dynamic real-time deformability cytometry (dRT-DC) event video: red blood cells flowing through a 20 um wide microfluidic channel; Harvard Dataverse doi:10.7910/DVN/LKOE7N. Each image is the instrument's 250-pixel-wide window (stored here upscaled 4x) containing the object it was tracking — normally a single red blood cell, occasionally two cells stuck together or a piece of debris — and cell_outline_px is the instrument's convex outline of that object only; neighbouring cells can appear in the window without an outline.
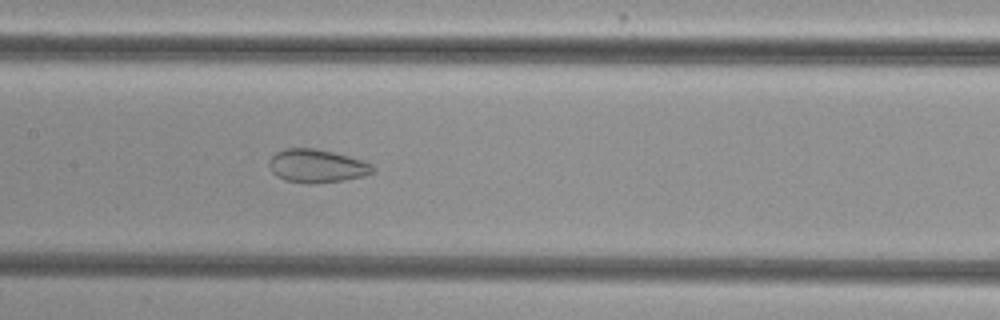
{"species": "common noctule bat (a hibernating species)", "species_latin": "Nyctalus noctula", "temperature_condition": "cold", "stored_images_in_passage": 46, "camera_frame_rate_fps": 3000, "um_per_image_px": 0.085, "animal": {"sex": "female", "body_mass_g": 29.2, "forearm_length_mm": 56.3}, "frame": {"image": 1, "passage_image": 19, "time_ms": 6.0, "image_size_px": [1000, 320], "cell_outline_px": [[376, 168], [372, 172], [364, 176], [344, 180], [308, 184], [284, 180], [276, 176], [272, 172], [268, 164], [268, 160], [276, 152], [284, 148], [316, 148], [364, 160], [372, 164]], "centroid_in_image_um": [26.91, 14.1], "position_along_channel_um": 180.5, "area_um2": 20.29}}
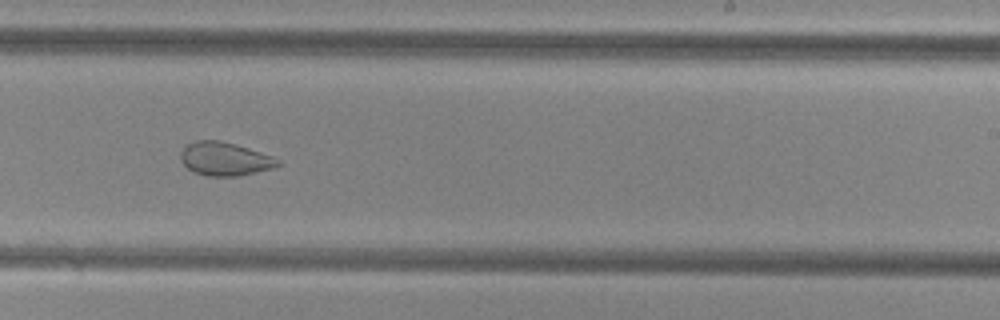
{"frame": {"image": 2, "passage_image": 26, "time_ms": 8.333, "image_size_px": [1000, 320], "cell_outline_px": [[284, 164], [272, 168], [256, 172], [236, 176], [204, 176], [188, 168], [180, 160], [180, 152], [188, 144], [196, 140], [220, 140], [248, 148], [272, 156], [280, 160]], "centroid_in_image_um": [19.12, 13.51], "position_along_channel_um": 269.9, "area_um2": 18.9}}
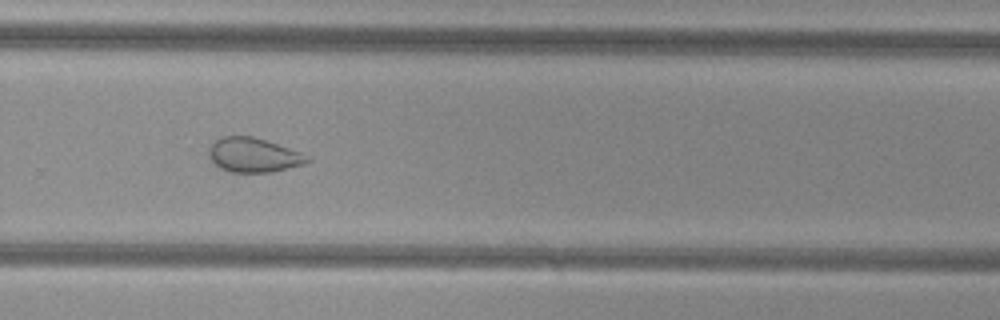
{"frame": {"image": 3, "passage_image": 29, "time_ms": 9.333, "image_size_px": [1000, 320], "cell_outline_px": [[312, 160], [304, 164], [272, 172], [228, 172], [220, 168], [208, 156], [208, 148], [220, 136], [252, 136], [300, 152]], "centroid_in_image_um": [21.51, 13.18], "position_along_channel_um": 308.3, "area_um2": 19.54}, "authors_computed_cell_mechanics": {"area_um2": 24.6517, "velocity_mm_per_s": 3.8449, "shape_relaxation_time_tau1_ms": null, "shape_relaxation_time_tau2_ms": 1.6084, "deformation_change_tau1": null, "deformation_change_tau2": 0.0734}}